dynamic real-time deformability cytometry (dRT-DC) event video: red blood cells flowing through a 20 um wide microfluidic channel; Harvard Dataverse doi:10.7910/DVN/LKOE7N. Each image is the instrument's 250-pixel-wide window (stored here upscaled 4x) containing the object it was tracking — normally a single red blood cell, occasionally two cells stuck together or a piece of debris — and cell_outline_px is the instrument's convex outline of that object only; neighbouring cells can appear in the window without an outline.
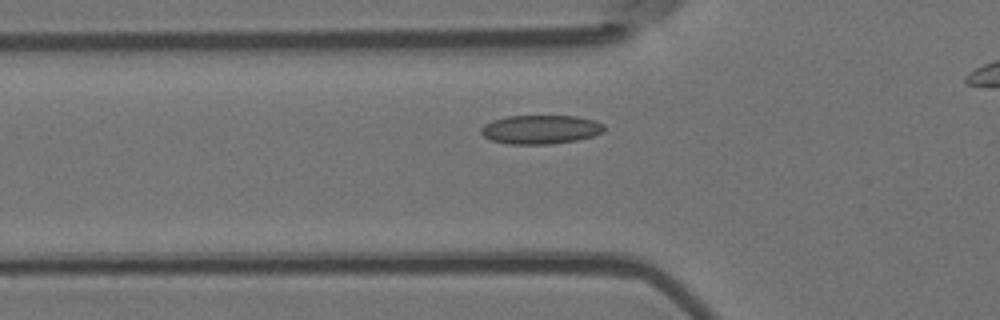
{"species": "Egyptian fruit bat (a non-hibernating species)", "species_latin": "Rousettus aegyptiacus", "temperature_condition": "room temperature", "stored_images_in_passage": 39, "camera_frame_rate_fps": 3000, "um_per_image_px": 0.085, "animal": {"sex": "female"}, "frame": {"image": 1, "passage_image": 10, "time_ms": 3.0, "image_size_px": [1000, 320], "cell_outline_px": [[604, 132], [592, 136], [576, 140], [548, 144], [508, 144], [492, 140], [484, 136], [480, 132], [480, 128], [484, 124], [492, 120], [508, 116], [576, 116], [596, 120], [604, 124]], "centroid_in_image_um": [45.95, 11.0], "position_along_channel_um": 79.9, "area_um2": 20.75}}
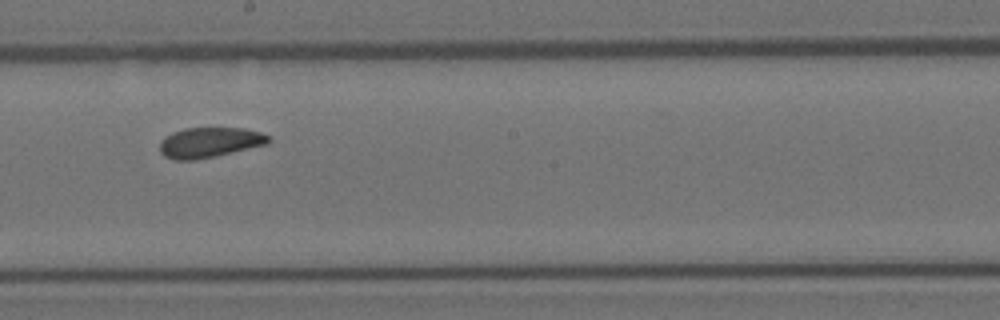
{"frame": {"image": 2, "passage_image": 22, "time_ms": 7.0, "image_size_px": [1000, 320], "cell_outline_px": [[272, 140], [268, 144], [216, 156], [196, 160], [176, 160], [164, 156], [160, 152], [160, 140], [164, 136], [172, 132], [184, 128], [244, 128], [260, 132], [272, 136]], "centroid_in_image_um": [17.83, 12.1], "position_along_channel_um": 230.4, "area_um2": 19.42}}
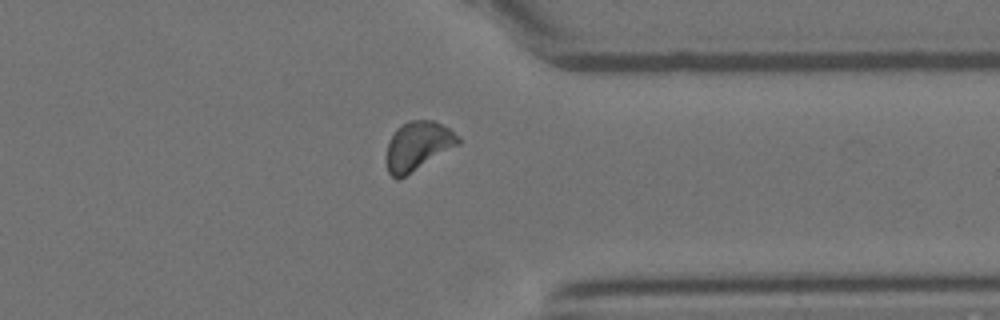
{"frame": {"image": 3, "passage_image": 34, "time_ms": 11.0, "image_size_px": [1000, 320], "cell_outline_px": [[460, 144], [404, 176], [396, 180], [388, 172], [384, 160], [388, 140], [396, 128], [408, 120], [436, 120], [460, 136]], "centroid_in_image_um": [35.48, 12.38], "position_along_channel_um": 375.9, "area_um2": 20.69}, "authors_computed_cell_mechanics": {"area_um2": 19.7098, "velocity_mm_per_s": 3.75, "shape_relaxation_time_tau1_ms": 5.8231, "shape_relaxation_time_tau2_ms": 2.7708, "deformation_change_tau1": 0.0935, "deformation_change_tau2": 0.0644}}